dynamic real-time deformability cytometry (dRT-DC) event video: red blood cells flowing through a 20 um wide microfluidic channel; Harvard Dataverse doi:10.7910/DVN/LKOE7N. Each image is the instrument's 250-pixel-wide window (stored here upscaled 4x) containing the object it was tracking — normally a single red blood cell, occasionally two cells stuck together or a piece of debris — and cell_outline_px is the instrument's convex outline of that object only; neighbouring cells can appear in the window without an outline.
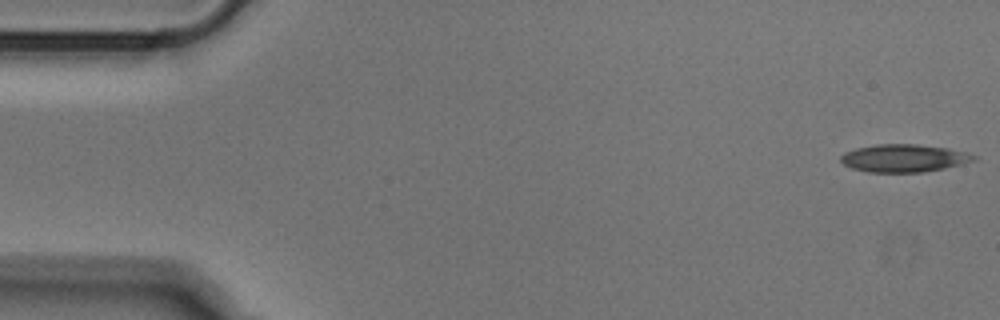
{"species": "Egyptian fruit bat (a non-hibernating species)", "species_latin": "Rousettus aegyptiacus", "temperature_condition": "cold", "stored_images_in_passage": 50, "camera_frame_rate_fps": 3000, "um_per_image_px": 0.085, "animal": {"sex": "male"}, "frame": {"image": 1, "passage_image": 1, "time_ms": 0.0, "image_size_px": [1000, 320], "cell_outline_px": [[980, 156], [976, 160], [944, 168], [924, 172], [868, 172], [852, 168], [844, 164], [840, 160], [840, 156], [844, 152], [856, 148], [876, 144], [916, 144], [948, 148], [968, 152]], "centroid_in_image_um": [76.86, 13.44], "position_along_channel_um": 8.1, "area_um2": 21.62}}
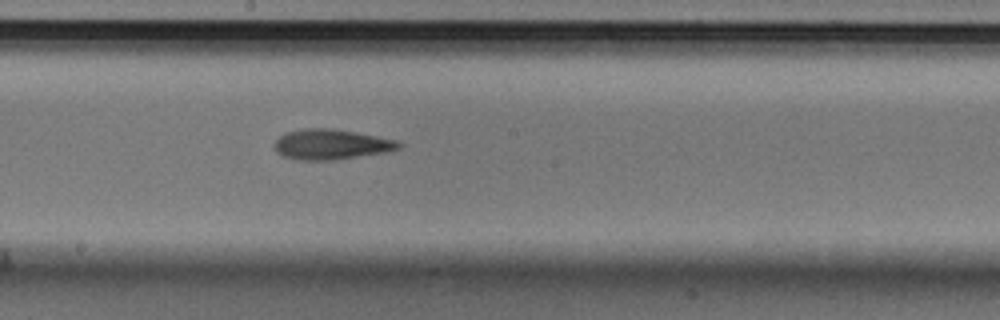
{"frame": {"image": 2, "passage_image": 27, "time_ms": 8.667, "image_size_px": [1000, 320], "cell_outline_px": [[404, 144], [400, 148], [388, 152], [332, 160], [300, 160], [284, 156], [276, 152], [276, 140], [284, 132], [304, 128], [332, 128], [356, 132], [400, 140]], "centroid_in_image_um": [28.21, 12.26], "position_along_channel_um": 220.0, "area_um2": 22.08}}
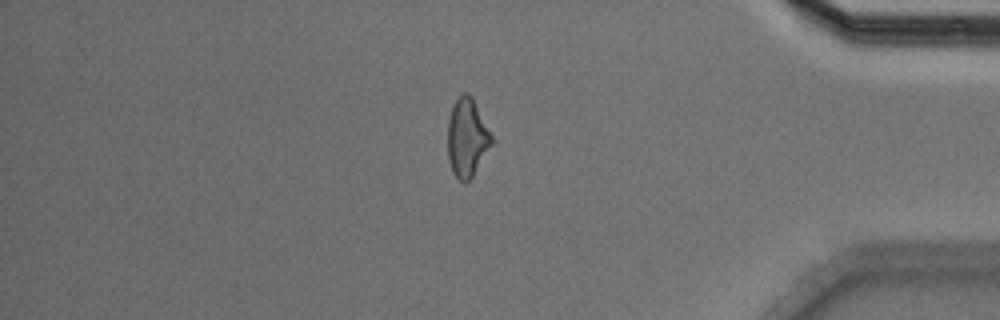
{"frame": {"image": 3, "passage_image": 43, "time_ms": 14.0, "image_size_px": [1000, 320], "cell_outline_px": [[496, 140], [472, 176], [464, 184], [452, 172], [448, 160], [448, 120], [452, 108], [456, 100], [464, 92], [468, 92], [472, 96]], "centroid_in_image_um": [39.74, 11.7], "position_along_channel_um": 395.5, "area_um2": 20.35}}